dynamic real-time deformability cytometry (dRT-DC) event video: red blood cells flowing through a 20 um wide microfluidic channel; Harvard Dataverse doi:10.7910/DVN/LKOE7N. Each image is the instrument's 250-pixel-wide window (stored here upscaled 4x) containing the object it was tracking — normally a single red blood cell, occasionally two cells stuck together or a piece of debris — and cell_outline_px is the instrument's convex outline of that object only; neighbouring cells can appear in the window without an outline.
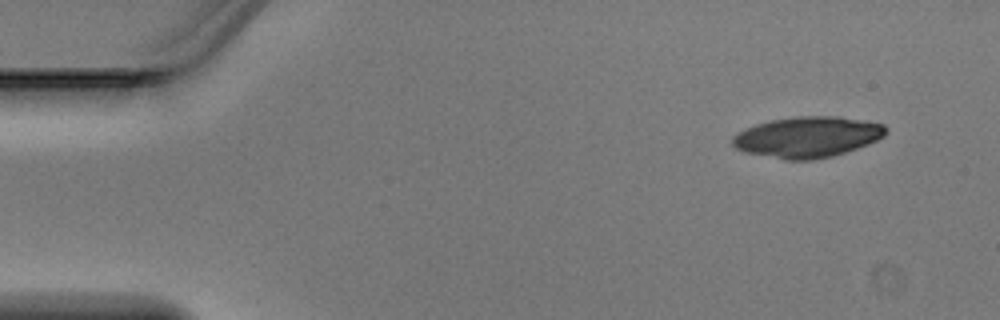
{"species": "Egyptian fruit bat (a non-hibernating species)", "species_latin": "Rousettus aegyptiacus", "temperature_condition": "warm", "stored_images_in_passage": 4, "camera_frame_rate_fps": 3000, "um_per_image_px": 0.085, "animal": {"sex": "male"}, "frame": {"image": 1, "passage_image": 1, "time_ms": 0.0, "image_size_px": [1000, 320], "cell_outline_px": [[888, 132], [884, 136], [868, 144], [832, 156], [812, 160], [784, 160], [744, 152], [736, 148], [732, 144], [732, 136], [756, 124], [772, 120], [796, 116], [836, 116], [884, 124], [888, 128]], "centroid_in_image_um": [68.64, 11.65], "position_along_channel_um": 16.4, "area_um2": 36.36}}